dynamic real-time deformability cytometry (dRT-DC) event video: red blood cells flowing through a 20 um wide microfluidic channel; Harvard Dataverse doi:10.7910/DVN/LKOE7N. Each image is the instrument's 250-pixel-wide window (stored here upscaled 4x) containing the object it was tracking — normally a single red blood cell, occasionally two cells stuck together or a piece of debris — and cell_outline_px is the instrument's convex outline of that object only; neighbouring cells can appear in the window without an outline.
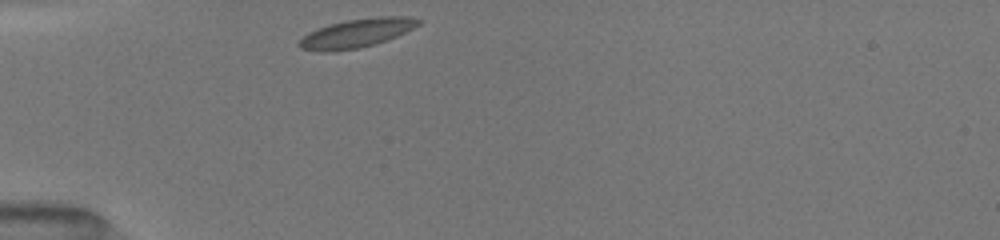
{"species": "common noctule bat (a hibernating species)", "species_latin": "Nyctalus noctula", "temperature_condition": "room temperature", "stored_images_in_passage": 3, "camera_frame_rate_fps": 3000, "um_per_image_px": 0.085, "animal": {"sex": "female", "body_mass_g": 19.5, "forearm_length_mm": 54.1}, "frame": {"image": 1, "passage_image": 1, "time_ms": 0.0, "image_size_px": [1000, 240], "cell_outline_px": [[424, 20], [420, 24], [388, 40], [356, 48], [328, 52], [320, 52], [300, 48], [300, 40], [308, 32], [332, 24], [348, 20], [380, 16], [408, 16]], "centroid_in_image_um": [30.36, 2.81], "position_along_channel_um": 54.6, "area_um2": 19.59}}